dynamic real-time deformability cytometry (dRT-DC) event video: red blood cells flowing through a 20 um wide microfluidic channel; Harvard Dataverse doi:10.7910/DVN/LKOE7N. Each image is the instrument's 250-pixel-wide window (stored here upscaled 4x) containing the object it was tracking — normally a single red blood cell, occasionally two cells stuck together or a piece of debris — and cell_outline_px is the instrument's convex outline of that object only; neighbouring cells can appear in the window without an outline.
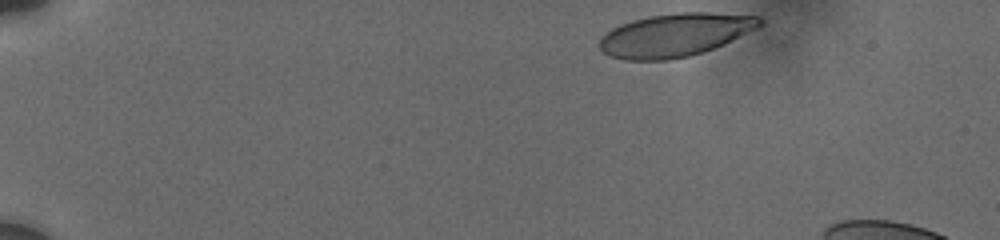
{"species": "human", "species_latin": "Homo sapiens", "temperature_condition": "cold", "stored_images_in_passage": 54, "camera_frame_rate_fps": 3000, "um_per_image_px": 0.085, "donor": {"sex": "male"}, "frame": {"image": 1, "passage_image": 1, "time_ms": 0.0, "image_size_px": [1000, 240], "cell_outline_px": [[764, 24], [724, 44], [704, 52], [688, 56], [668, 60], [624, 60], [612, 56], [604, 52], [600, 48], [600, 40], [612, 28], [620, 24], [632, 20], [648, 16], [680, 12], [708, 12], [756, 16], [764, 20]], "centroid_in_image_um": [57.4, 2.97], "position_along_channel_um": 27.6, "area_um2": 40.06}}
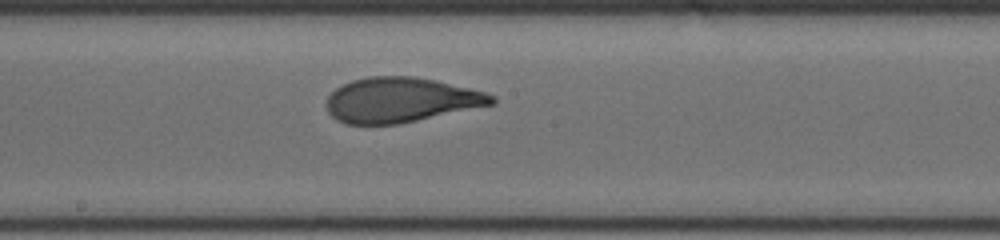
{"frame": {"image": 2, "passage_image": 26, "time_ms": 8.0, "image_size_px": [1000, 240], "cell_outline_px": [[496, 104], [396, 124], [344, 124], [336, 120], [328, 112], [324, 104], [328, 96], [336, 88], [352, 80], [368, 76], [416, 76], [436, 80], [484, 92], [496, 96]], "centroid_in_image_um": [34.04, 8.49], "position_along_channel_um": 214.2, "area_um2": 43.29}}
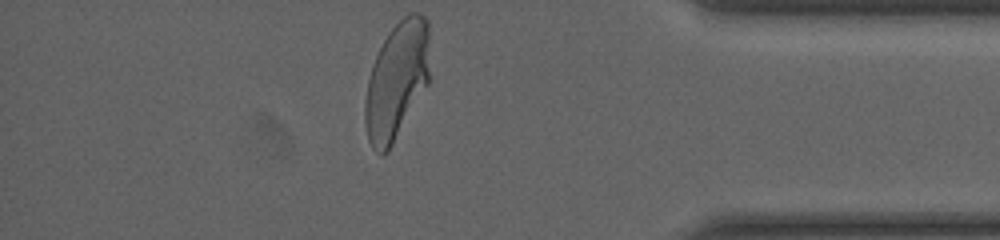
{"frame": {"image": 3, "passage_image": 53, "time_ms": 13.667, "image_size_px": [1000, 240], "cell_outline_px": [[428, 84], [388, 152], [384, 156], [380, 156], [372, 148], [368, 140], [364, 120], [364, 100], [368, 80], [372, 64], [388, 32], [408, 12], [420, 12], [428, 20]], "centroid_in_image_um": [33.7, 6.88], "position_along_channel_um": 401.5, "area_um2": 44.39}, "authors_computed_cell_mechanics": {"area_um2": 43.5234, "velocity_mm_per_s": 3.6971, "shape_relaxation_time_tau1_ms": 4.5771, "shape_relaxation_time_tau2_ms": 0.7632, "deformation_change_tau1": 0.1868, "deformation_change_tau2": 0.0655}}